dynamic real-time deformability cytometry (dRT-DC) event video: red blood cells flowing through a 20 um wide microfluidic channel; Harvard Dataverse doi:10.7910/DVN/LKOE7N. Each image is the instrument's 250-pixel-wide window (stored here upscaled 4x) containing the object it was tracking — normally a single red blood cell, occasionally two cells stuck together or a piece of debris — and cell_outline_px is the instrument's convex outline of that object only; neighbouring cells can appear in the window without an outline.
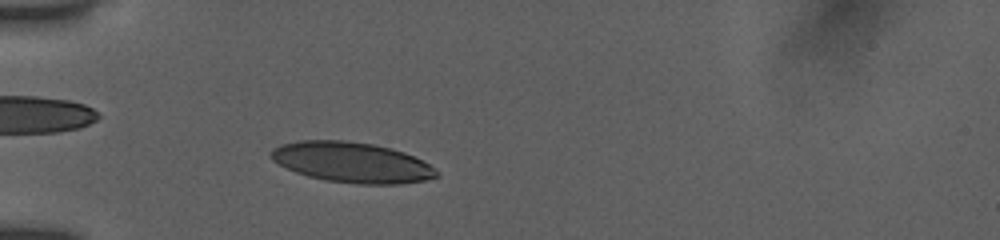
{"species": "human", "species_latin": "Homo sapiens", "temperature_condition": "room temperature", "stored_images_in_passage": 46, "camera_frame_rate_fps": 3000, "um_per_image_px": 0.085, "donor": {"sex": "female"}, "frame": {"image": 1, "passage_image": 9, "time_ms": 2.667, "image_size_px": [1000, 240], "cell_outline_px": [[440, 176], [428, 180], [400, 184], [360, 184], [324, 180], [308, 176], [296, 172], [272, 160], [272, 148], [280, 144], [300, 140], [344, 140], [372, 144], [392, 148], [404, 152], [436, 168], [440, 172]], "centroid_in_image_um": [29.95, 13.8], "position_along_channel_um": 55.1, "area_um2": 39.02}}
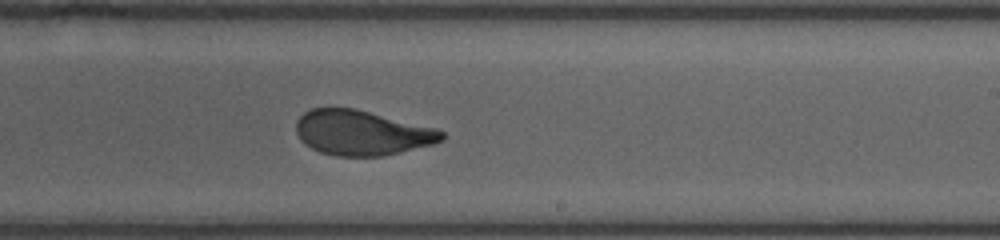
{"frame": {"image": 2, "passage_image": 26, "time_ms": 8.333, "image_size_px": [1000, 240], "cell_outline_px": [[444, 140], [432, 144], [384, 156], [336, 156], [320, 152], [304, 144], [300, 140], [296, 132], [296, 120], [304, 112], [312, 108], [356, 108], [440, 128], [444, 132]], "centroid_in_image_um": [30.78, 11.27], "position_along_channel_um": 258.2, "area_um2": 38.61}}
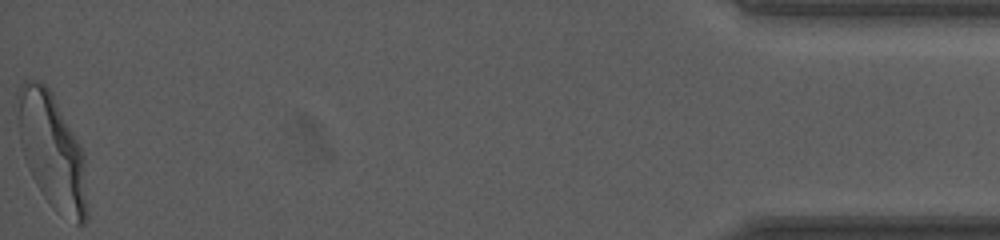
{"frame": {"image": 3, "passage_image": 46, "time_ms": 15.0, "image_size_px": [1000, 240], "cell_outline_px": [[88, 216], [84, 224], [76, 224], [48, 200], [44, 196], [36, 184], [28, 168], [24, 156], [20, 140], [16, 92], [20, 84], [24, 80], [36, 80], [44, 84], [48, 88], [84, 152], [88, 212]], "centroid_in_image_um": [4.42, 12.82], "position_along_channel_um": 430.8, "area_um2": 45.84}, "authors_computed_cell_mechanics": {"area_um2": 39.3329, "velocity_mm_per_s": 3.8662, "shape_relaxation_time_tau1_ms": 4.3908, "shape_relaxation_time_tau2_ms": 0.6913, "deformation_change_tau1": 0.1659, "deformation_change_tau2": 0.0564}}